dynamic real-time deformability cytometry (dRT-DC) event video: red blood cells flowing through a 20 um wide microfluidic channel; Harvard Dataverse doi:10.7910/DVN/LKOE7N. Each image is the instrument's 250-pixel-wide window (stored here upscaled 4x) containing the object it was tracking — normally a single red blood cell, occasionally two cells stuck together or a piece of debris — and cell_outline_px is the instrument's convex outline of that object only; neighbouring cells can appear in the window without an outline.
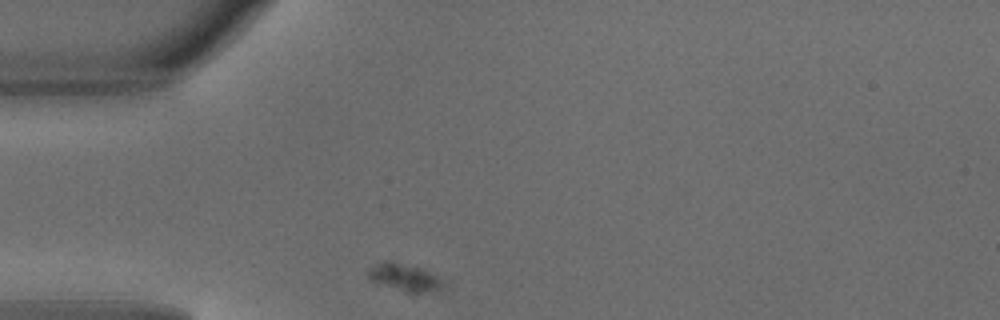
{"species": "common noctule bat (a hibernating species)", "species_latin": "Nyctalus noctula", "temperature_condition": "warm", "stored_images_in_passage": 1, "camera_frame_rate_fps": 3000, "um_per_image_px": 0.085, "animal": {"sex": "male", "body_mass_g": 18.8}, "frame": {"image": 1, "passage_image": 1, "time_ms": 0.0, "image_size_px": [1000, 320], "cell_outline_px": [[452, 284], [448, 288], [420, 292], [408, 292], [368, 280], [368, 268], [384, 260], [392, 260], [420, 268], [452, 280]], "centroid_in_image_um": [34.55, 23.57], "position_along_channel_um": 50.4, "area_um2": 12.6}}